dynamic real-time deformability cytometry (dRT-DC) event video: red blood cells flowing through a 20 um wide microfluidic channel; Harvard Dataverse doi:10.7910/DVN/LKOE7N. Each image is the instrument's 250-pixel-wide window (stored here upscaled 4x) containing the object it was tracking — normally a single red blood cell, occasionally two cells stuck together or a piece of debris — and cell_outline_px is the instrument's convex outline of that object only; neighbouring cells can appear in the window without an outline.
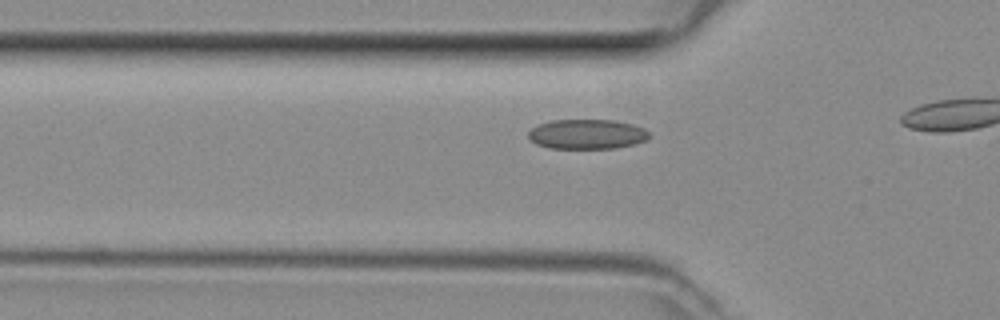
{"species": "common noctule bat (a hibernating species)", "species_latin": "Nyctalus noctula", "temperature_condition": "room temperature", "stored_images_in_passage": 9, "camera_frame_rate_fps": 3000, "um_per_image_px": 0.085, "animal": {"sex": "female", "body_mass_g": 29.2, "forearm_length_mm": 56.3}, "frame": {"image": 1, "passage_image": 7, "time_ms": 2.0, "image_size_px": [1000, 320], "cell_outline_px": [[652, 136], [648, 140], [636, 144], [616, 148], [548, 148], [536, 144], [528, 136], [528, 132], [532, 128], [540, 124], [552, 120], [616, 120], [632, 124], [644, 128]], "centroid_in_image_um": [49.95, 11.41], "position_along_channel_um": 75.9, "area_um2": 21.1}}